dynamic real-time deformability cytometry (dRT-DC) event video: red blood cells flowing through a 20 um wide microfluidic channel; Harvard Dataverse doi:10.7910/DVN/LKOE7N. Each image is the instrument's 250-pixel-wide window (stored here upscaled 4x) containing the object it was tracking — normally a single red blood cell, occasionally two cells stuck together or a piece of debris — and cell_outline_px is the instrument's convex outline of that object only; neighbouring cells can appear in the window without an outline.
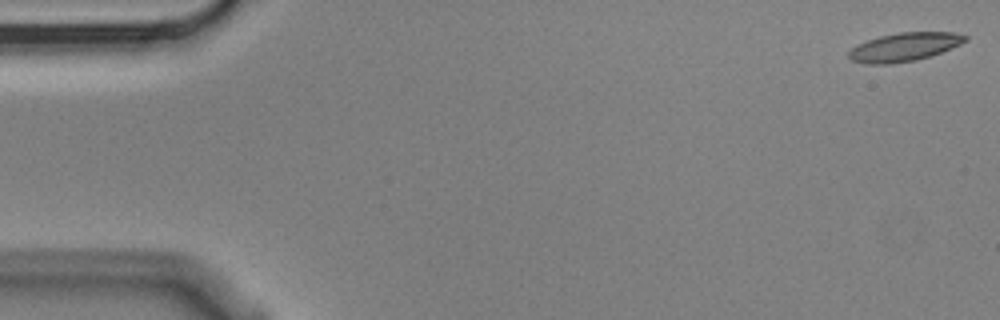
{"species": "Egyptian fruit bat (a non-hibernating species)", "species_latin": "Rousettus aegyptiacus", "temperature_condition": "cold", "stored_images_in_passage": 4, "camera_frame_rate_fps": 3000, "um_per_image_px": 0.085, "animal": {"sex": "male"}, "frame": {"image": 1, "passage_image": 1, "time_ms": 0.0, "image_size_px": [1000, 320], "cell_outline_px": [[968, 40], [960, 44], [940, 52], [916, 60], [888, 64], [864, 64], [852, 60], [848, 56], [848, 52], [856, 44], [880, 36], [900, 32], [952, 32], [968, 36]], "centroid_in_image_um": [76.84, 3.99], "position_along_channel_um": 8.2, "area_um2": 19.19}}
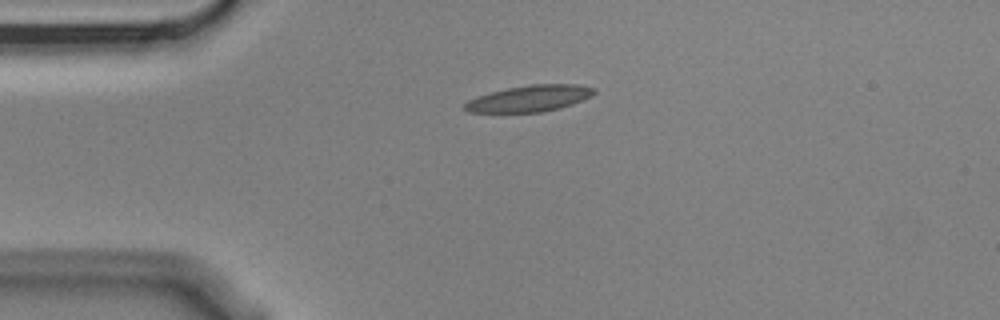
{"frame": {"image": 2, "passage_image": 4, "time_ms": 1.0, "image_size_px": [1000, 320], "cell_outline_px": [[596, 92], [592, 96], [572, 104], [560, 108], [540, 112], [468, 112], [464, 108], [464, 104], [468, 100], [476, 96], [508, 88], [532, 84], [576, 84], [596, 88]], "centroid_in_image_um": [45.03, 8.36], "position_along_channel_um": 40.0, "area_um2": 19.77}}